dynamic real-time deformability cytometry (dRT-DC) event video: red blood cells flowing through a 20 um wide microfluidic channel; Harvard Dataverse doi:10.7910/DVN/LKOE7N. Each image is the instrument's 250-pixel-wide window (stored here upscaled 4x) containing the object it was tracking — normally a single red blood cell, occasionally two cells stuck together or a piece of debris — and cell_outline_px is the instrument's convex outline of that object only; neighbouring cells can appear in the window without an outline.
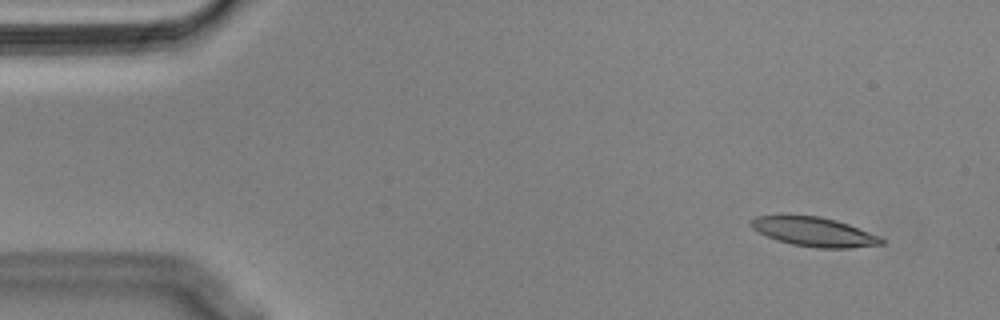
{"species": "Egyptian fruit bat (a non-hibernating species)", "species_latin": "Rousettus aegyptiacus", "temperature_condition": "cold", "stored_images_in_passage": 13, "camera_frame_rate_fps": 3000, "um_per_image_px": 0.085, "animal": {"sex": "male"}, "frame": {"image": 1, "passage_image": 4, "time_ms": 1.0, "image_size_px": [1000, 320], "cell_outline_px": [[884, 244], [848, 248], [816, 248], [792, 244], [776, 240], [752, 228], [748, 224], [748, 220], [756, 216], [820, 216], [836, 220], [848, 224], [880, 236], [884, 240]], "centroid_in_image_um": [69.2, 19.71], "position_along_channel_um": 15.8, "area_um2": 22.08}}